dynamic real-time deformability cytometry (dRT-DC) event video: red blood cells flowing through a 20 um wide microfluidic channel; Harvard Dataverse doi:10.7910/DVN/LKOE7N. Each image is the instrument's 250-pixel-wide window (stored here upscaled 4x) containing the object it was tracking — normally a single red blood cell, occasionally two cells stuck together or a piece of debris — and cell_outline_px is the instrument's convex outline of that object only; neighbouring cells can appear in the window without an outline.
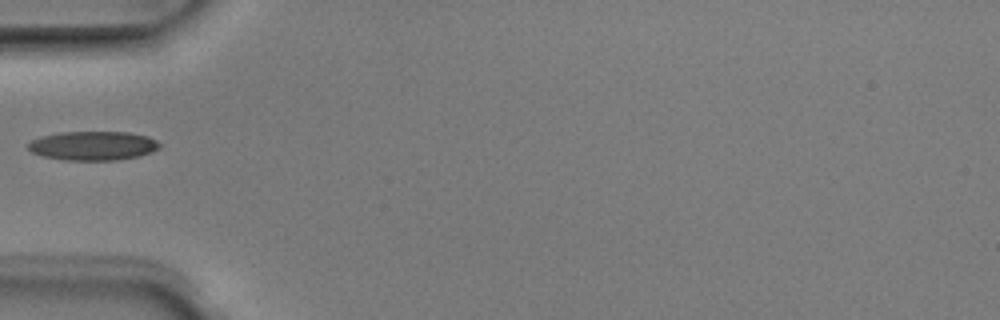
{"species": "Egyptian fruit bat (a non-hibernating species)", "species_latin": "Rousettus aegyptiacus", "temperature_condition": "room temperature", "stored_images_in_passage": 3, "camera_frame_rate_fps": 3000, "um_per_image_px": 0.085, "animal": {"sex": "male"}, "frame": {"image": 1, "passage_image": 2, "time_ms": 0.333, "image_size_px": [1000, 320], "cell_outline_px": [[160, 148], [152, 152], [140, 156], [116, 160], [64, 160], [44, 156], [32, 152], [28, 148], [28, 144], [32, 140], [40, 136], [60, 132], [128, 132], [148, 136], [156, 140], [160, 144]], "centroid_in_image_um": [7.93, 12.38], "position_along_channel_um": 77.1, "area_um2": 22.31}}
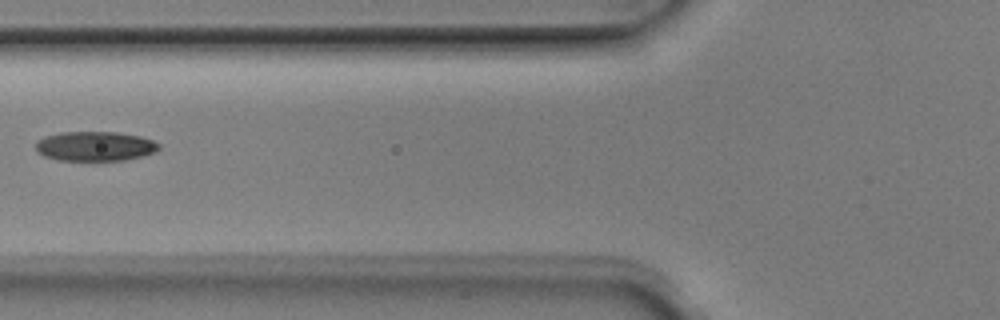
{"frame": {"image": 2, "passage_image": 3, "time_ms": 0.667, "image_size_px": [1000, 320], "cell_outline_px": [[160, 148], [156, 152], [144, 156], [124, 160], [56, 160], [44, 156], [36, 152], [36, 140], [44, 136], [60, 132], [116, 132], [140, 136], [152, 140], [160, 144]], "centroid_in_image_um": [8.07, 12.43], "position_along_channel_um": 117.7, "area_um2": 21.44}}